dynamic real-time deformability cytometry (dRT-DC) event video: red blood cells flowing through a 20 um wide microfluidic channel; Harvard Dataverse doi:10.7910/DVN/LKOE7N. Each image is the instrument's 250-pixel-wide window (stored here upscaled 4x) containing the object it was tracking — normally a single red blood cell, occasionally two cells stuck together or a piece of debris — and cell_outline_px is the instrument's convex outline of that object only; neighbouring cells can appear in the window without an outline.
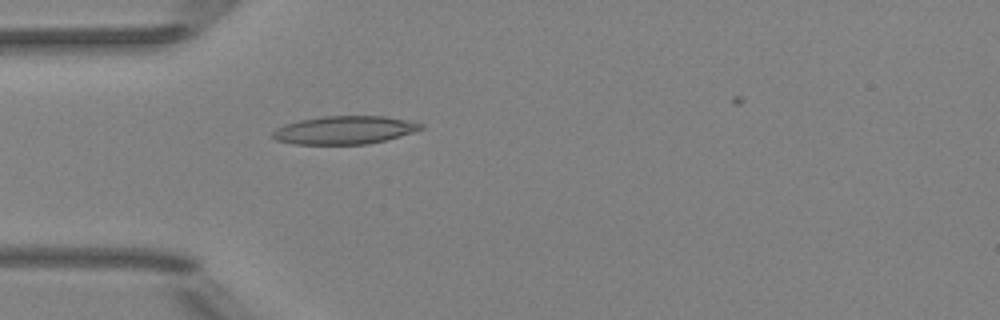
{"species": "Egyptian fruit bat (a non-hibernating species)", "species_latin": "Rousettus aegyptiacus", "temperature_condition": "room temperature", "stored_images_in_passage": 5, "camera_frame_rate_fps": 3000, "um_per_image_px": 0.085, "animal": {"sex": "female"}, "frame": {"image": 1, "passage_image": 5, "time_ms": 4.667, "image_size_px": [1000, 320], "cell_outline_px": [[424, 128], [400, 136], [368, 144], [292, 144], [276, 140], [272, 136], [272, 132], [276, 128], [284, 124], [300, 120], [324, 116], [384, 116], [408, 120], [424, 124]], "centroid_in_image_um": [29.27, 11.05], "position_along_channel_um": 55.7, "area_um2": 24.28}}